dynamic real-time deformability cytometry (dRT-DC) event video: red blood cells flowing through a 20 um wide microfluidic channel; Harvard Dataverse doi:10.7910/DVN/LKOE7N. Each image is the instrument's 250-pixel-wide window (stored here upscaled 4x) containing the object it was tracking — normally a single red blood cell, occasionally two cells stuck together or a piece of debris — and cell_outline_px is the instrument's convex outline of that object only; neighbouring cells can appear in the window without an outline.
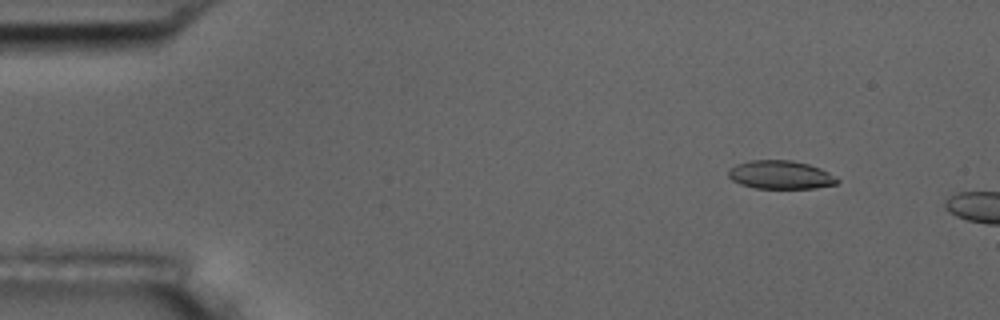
{"species": "common noctule bat (a hibernating species)", "species_latin": "Nyctalus noctula", "temperature_condition": "room temperature", "stored_images_in_passage": 4, "camera_frame_rate_fps": 3000, "um_per_image_px": 0.085, "animal": {"sex": "male", "body_mass_g": 17.5, "forearm_length_mm": 52.3}, "frame": {"image": 1, "passage_image": 2, "time_ms": 1.333, "image_size_px": [1000, 320], "cell_outline_px": [[840, 180], [836, 184], [816, 188], [756, 188], [740, 184], [732, 180], [728, 176], [728, 168], [736, 164], [752, 160], [792, 160], [808, 164], [820, 168], [828, 172]], "centroid_in_image_um": [66.33, 14.85], "position_along_channel_um": 18.7, "area_um2": 18.03}}